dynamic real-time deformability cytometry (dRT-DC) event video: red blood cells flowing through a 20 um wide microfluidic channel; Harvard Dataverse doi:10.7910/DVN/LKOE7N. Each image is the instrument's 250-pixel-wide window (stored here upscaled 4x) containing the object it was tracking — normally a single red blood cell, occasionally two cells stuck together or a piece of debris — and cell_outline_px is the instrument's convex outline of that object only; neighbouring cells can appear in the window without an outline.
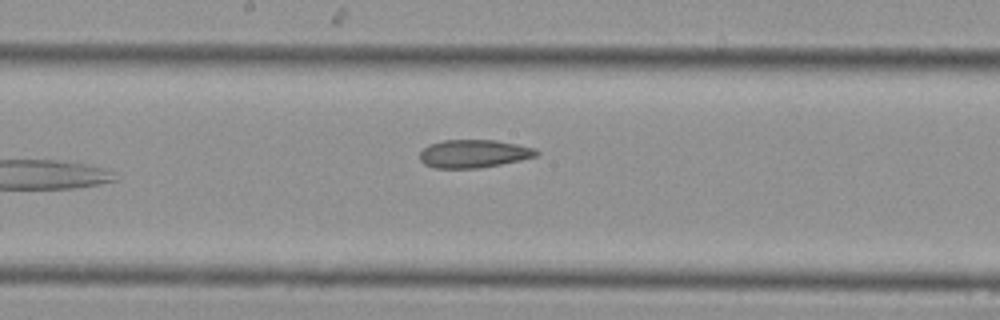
{"species": "Egyptian fruit bat (a non-hibernating species)", "species_latin": "Rousettus aegyptiacus", "temperature_condition": "cold", "stored_images_in_passage": 9, "camera_frame_rate_fps": 3000, "um_per_image_px": 0.085, "animal": {"sex": "female"}, "frame": {"image": 1, "passage_image": 9, "time_ms": 2.667, "image_size_px": [1000, 320], "cell_outline_px": [[540, 152], [536, 156], [520, 160], [480, 168], [436, 168], [424, 164], [420, 160], [420, 152], [428, 144], [444, 140], [496, 140], [536, 148]], "centroid_in_image_um": [40.26, 13.06], "position_along_channel_um": 207.9, "area_um2": 19.07}}